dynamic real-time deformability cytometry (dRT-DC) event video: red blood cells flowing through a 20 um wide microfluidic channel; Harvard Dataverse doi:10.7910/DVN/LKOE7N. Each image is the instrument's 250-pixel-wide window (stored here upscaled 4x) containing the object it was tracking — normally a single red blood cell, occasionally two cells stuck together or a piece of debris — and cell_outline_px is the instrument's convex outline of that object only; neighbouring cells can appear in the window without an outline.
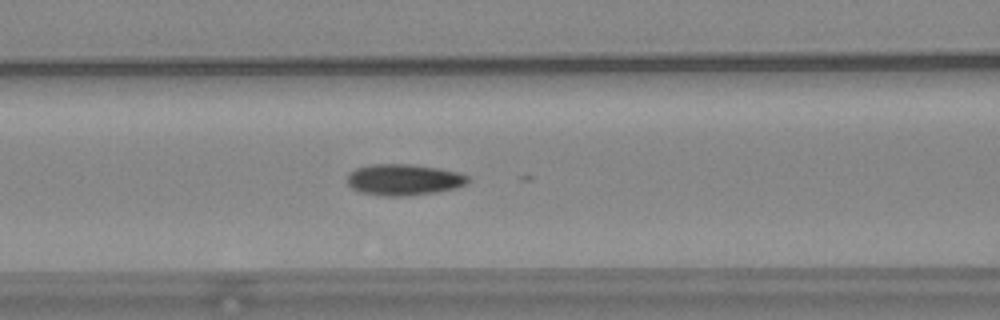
{"species": "common noctule bat (a hibernating species)", "species_latin": "Nyctalus noctula", "temperature_condition": "warm", "stored_images_in_passage": 44, "camera_frame_rate_fps": 3000, "um_per_image_px": 0.085, "animal": {"sex": "female", "body_mass_g": 24.6, "forearm_length_mm": 56.2}, "frame": {"image": 1, "passage_image": 12, "time_ms": 3.667, "image_size_px": [1000, 320], "cell_outline_px": [[472, 180], [456, 188], [436, 192], [408, 196], [380, 196], [360, 192], [352, 188], [348, 184], [348, 172], [356, 168], [372, 164], [408, 164], [436, 168], [460, 172], [468, 176]], "centroid_in_image_um": [34.32, 15.28], "position_along_channel_um": 132.3, "area_um2": 22.08}}
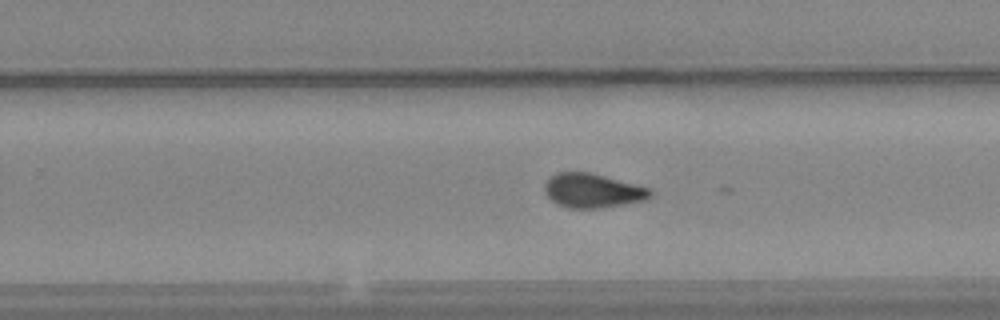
{"frame": {"image": 2, "passage_image": 24, "time_ms": 7.667, "image_size_px": [1000, 320], "cell_outline_px": [[656, 192], [652, 196], [644, 200], [624, 204], [600, 208], [568, 208], [556, 204], [544, 192], [544, 184], [552, 176], [560, 172], [588, 172], [652, 188]], "centroid_in_image_um": [50.41, 16.21], "position_along_channel_um": 279.4, "area_um2": 21.1}}
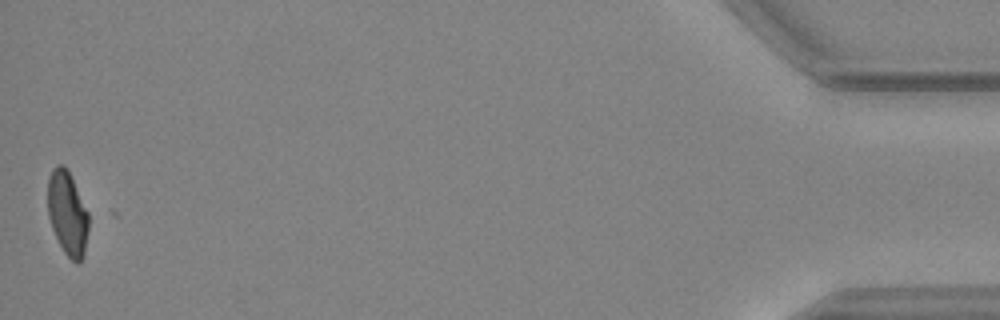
{"frame": {"image": 3, "passage_image": 44, "time_ms": 14.333, "image_size_px": [1000, 320], "cell_outline_px": [[88, 232], [84, 256], [76, 264], [64, 252], [52, 228], [48, 216], [48, 176], [52, 168], [56, 164], [64, 164], [88, 212]], "centroid_in_image_um": [5.72, 18.13], "position_along_channel_um": 429.5, "area_um2": 19.83}}